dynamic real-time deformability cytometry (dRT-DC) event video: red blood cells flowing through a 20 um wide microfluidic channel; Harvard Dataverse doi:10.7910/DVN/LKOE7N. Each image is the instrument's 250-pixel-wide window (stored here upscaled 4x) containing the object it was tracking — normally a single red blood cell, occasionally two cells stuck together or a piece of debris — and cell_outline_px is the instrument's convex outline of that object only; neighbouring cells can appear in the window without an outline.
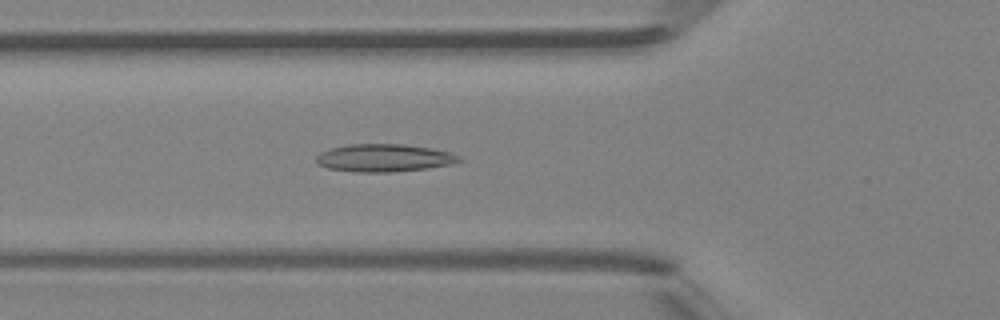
{"species": "Egyptian fruit bat (a non-hibernating species)", "species_latin": "Rousettus aegyptiacus", "temperature_condition": "room temperature", "stored_images_in_passage": 37, "camera_frame_rate_fps": 3000, "um_per_image_px": 0.085, "animal": {"sex": "female"}, "frame": {"image": 1, "passage_image": 10, "time_ms": 3.0, "image_size_px": [1000, 320], "cell_outline_px": [[464, 160], [452, 164], [428, 168], [392, 172], [360, 172], [328, 168], [316, 164], [316, 156], [320, 152], [332, 148], [348, 144], [404, 144], [432, 148], [448, 152], [460, 156]], "centroid_in_image_um": [32.66, 13.42], "position_along_channel_um": 93.1, "area_um2": 23.12}}
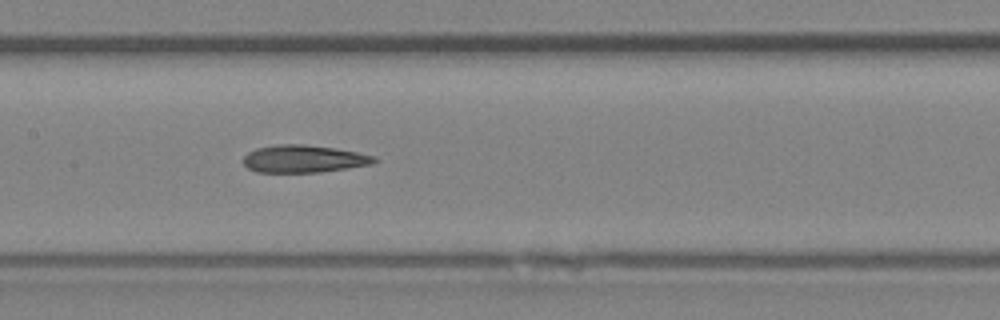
{"frame": {"image": 2, "passage_image": 16, "time_ms": 5.0, "image_size_px": [1000, 320], "cell_outline_px": [[380, 160], [372, 164], [348, 168], [320, 172], [256, 172], [248, 168], [244, 164], [244, 156], [248, 152], [256, 148], [276, 144], [304, 144], [336, 148], [376, 156]], "centroid_in_image_um": [25.84, 13.49], "position_along_channel_um": 181.6, "area_um2": 21.1}}
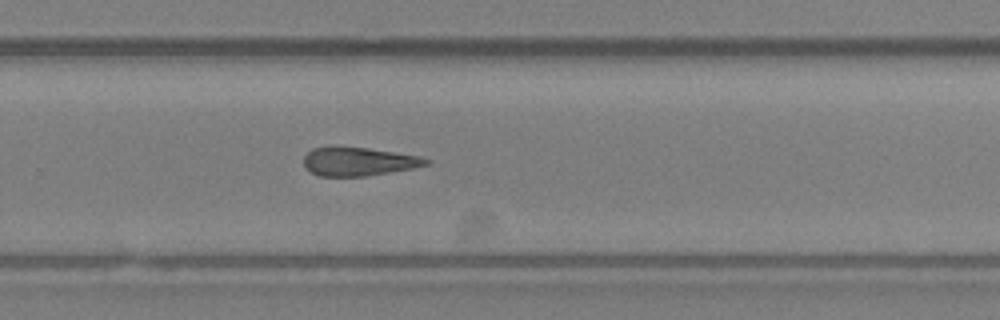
{"frame": {"image": 3, "passage_image": 24, "time_ms": 7.667, "image_size_px": [1000, 320], "cell_outline_px": [[432, 160], [428, 164], [412, 168], [364, 176], [320, 176], [304, 168], [304, 156], [312, 148], [368, 148], [420, 156]], "centroid_in_image_um": [30.48, 13.74], "position_along_channel_um": 299.3, "area_um2": 19.88}}